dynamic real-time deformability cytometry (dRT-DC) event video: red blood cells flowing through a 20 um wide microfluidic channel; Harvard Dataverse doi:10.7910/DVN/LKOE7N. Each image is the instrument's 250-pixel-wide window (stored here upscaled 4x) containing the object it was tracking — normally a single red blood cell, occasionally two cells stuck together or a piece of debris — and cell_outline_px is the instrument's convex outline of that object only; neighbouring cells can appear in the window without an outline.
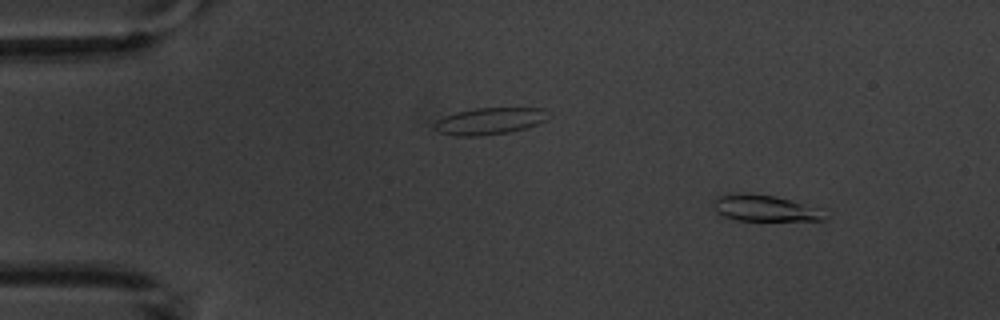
{"species": "common noctule bat (a hibernating species)", "species_latin": "Nyctalus noctula", "temperature_condition": "warm", "stored_images_in_passage": 5, "camera_frame_rate_fps": 3000, "um_per_image_px": 0.085, "animal": {"sex": "male", "body_mass_g": 20.1, "forearm_length_mm": 53.5}, "frame": {"image": 1, "passage_image": 1, "time_ms": 0.0, "image_size_px": [1000, 320], "cell_outline_px": [[828, 220], [736, 220], [724, 216], [716, 212], [712, 204], [712, 200], [716, 196], [740, 192], [748, 192], [776, 196], [792, 200], [816, 208]], "centroid_in_image_um": [64.89, 17.67], "position_along_channel_um": 20.1, "area_um2": 16.99}}
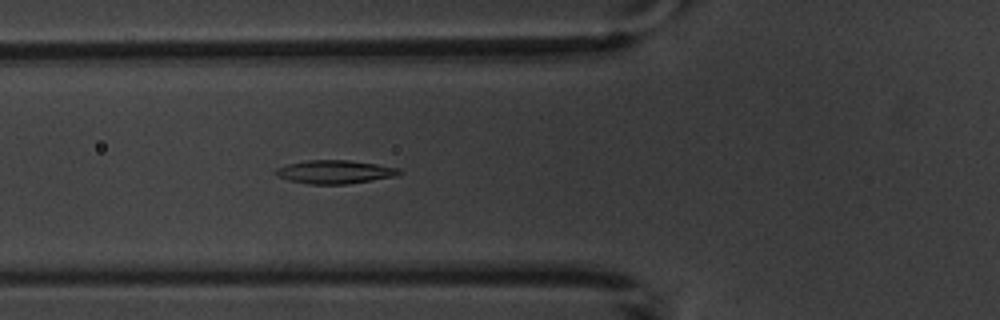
{"frame": {"image": 2, "passage_image": 5, "time_ms": 4.667, "image_size_px": [1000, 320], "cell_outline_px": [[404, 172], [396, 176], [344, 184], [308, 184], [288, 180], [276, 176], [272, 172], [276, 168], [288, 164], [308, 160], [348, 160], [376, 164], [400, 168]], "centroid_in_image_um": [28.43, 14.61], "position_along_channel_um": 97.4, "area_um2": 16.88}}